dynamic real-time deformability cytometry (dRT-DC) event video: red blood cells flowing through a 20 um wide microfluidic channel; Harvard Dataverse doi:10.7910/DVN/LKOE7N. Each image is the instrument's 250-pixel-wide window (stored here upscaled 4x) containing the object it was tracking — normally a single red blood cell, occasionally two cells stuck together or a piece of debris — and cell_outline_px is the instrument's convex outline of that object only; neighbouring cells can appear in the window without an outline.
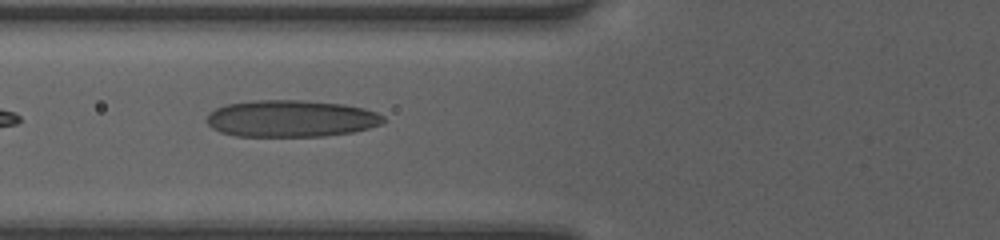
{"species": "human", "species_latin": "Homo sapiens", "temperature_condition": "room temperature", "stored_images_in_passage": 13, "camera_frame_rate_fps": 3000, "um_per_image_px": 0.085, "donor": {"sex": "female"}, "frame": {"image": 1, "passage_image": 3, "time_ms": 0.667, "image_size_px": [1000, 240], "cell_outline_px": [[384, 120], [380, 124], [368, 128], [352, 132], [324, 136], [236, 136], [220, 132], [212, 128], [208, 124], [208, 112], [224, 104], [252, 100], [300, 100], [344, 104], [364, 108], [376, 112], [384, 116]], "centroid_in_image_um": [24.71, 10.07], "position_along_channel_um": 101.1, "area_um2": 38.03}}
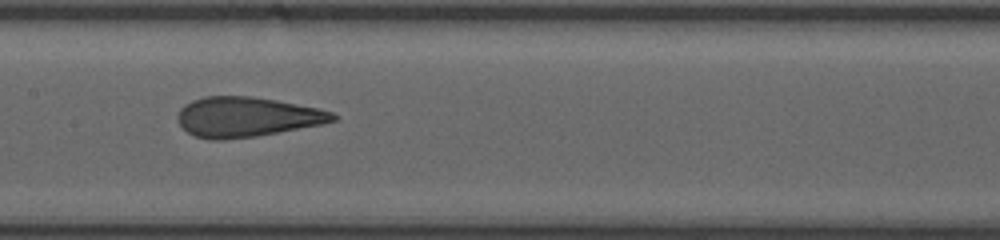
{"frame": {"image": 2, "passage_image": 8, "time_ms": 2.333, "image_size_px": [1000, 240], "cell_outline_px": [[340, 116], [336, 120], [324, 124], [256, 136], [224, 140], [208, 140], [192, 136], [176, 120], [176, 116], [180, 108], [184, 104], [192, 100], [204, 96], [248, 96], [276, 100], [316, 108], [332, 112]], "centroid_in_image_um": [20.94, 9.95], "position_along_channel_um": 186.5, "area_um2": 36.3}}
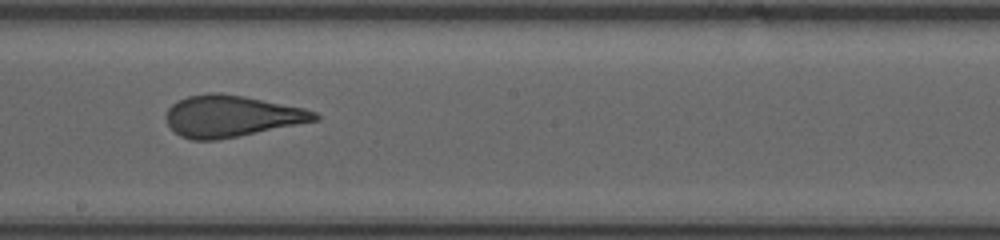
{"frame": {"image": 3, "passage_image": 11, "time_ms": 3.333, "image_size_px": [1000, 240], "cell_outline_px": [[320, 120], [216, 140], [192, 140], [180, 136], [168, 124], [164, 116], [168, 108], [172, 104], [188, 96], [208, 92], [220, 92], [244, 96], [304, 108], [316, 112], [320, 116]], "centroid_in_image_um": [19.66, 9.86], "position_along_channel_um": 228.5, "area_um2": 35.89}}